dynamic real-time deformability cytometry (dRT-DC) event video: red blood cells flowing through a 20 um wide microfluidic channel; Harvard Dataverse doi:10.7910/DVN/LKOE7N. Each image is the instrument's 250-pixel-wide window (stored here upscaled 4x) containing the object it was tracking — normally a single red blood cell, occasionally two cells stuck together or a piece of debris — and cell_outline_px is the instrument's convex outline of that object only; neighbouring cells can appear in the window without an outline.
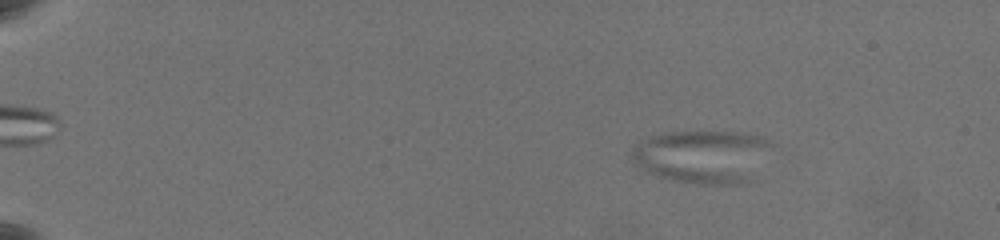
{"species": "common noctule bat (a hibernating species)", "species_latin": "Nyctalus noctula", "temperature_condition": "warm", "stored_images_in_passage": 64, "camera_frame_rate_fps": 3000, "um_per_image_px": 0.085, "animal": {"sex": "female", "body_mass_g": 19.5, "forearm_length_mm": 54.1}, "frame": {"image": 1, "passage_image": 11, "time_ms": 3.333, "image_size_px": [1000, 240], "cell_outline_px": [[772, 144], [748, 184], [696, 184], [676, 180], [660, 176], [648, 172], [632, 156], [632, 152], [640, 144], [652, 136], [676, 132], [736, 132], [756, 136]], "centroid_in_image_um": [59.76, 13.32], "position_along_channel_um": 25.2, "area_um2": 41.79}}
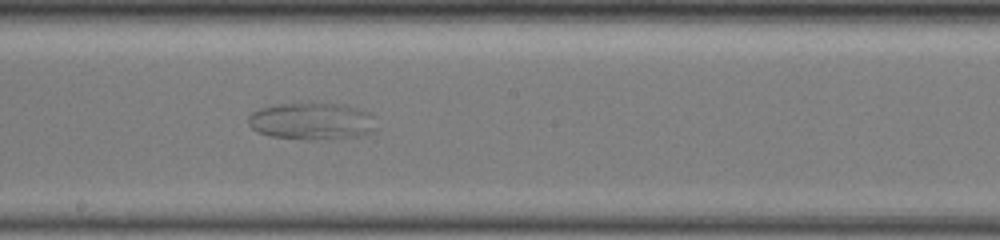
{"frame": {"image": 2, "passage_image": 40, "time_ms": 13.0, "image_size_px": [1000, 240], "cell_outline_px": [[376, 128], [368, 132], [356, 136], [328, 140], [304, 140], [272, 136], [256, 132], [248, 124], [248, 116], [252, 112], [260, 108], [280, 104], [340, 104], [364, 112], [368, 116]], "centroid_in_image_um": [26.38, 10.34], "position_along_channel_um": 221.8, "area_um2": 26.99}}
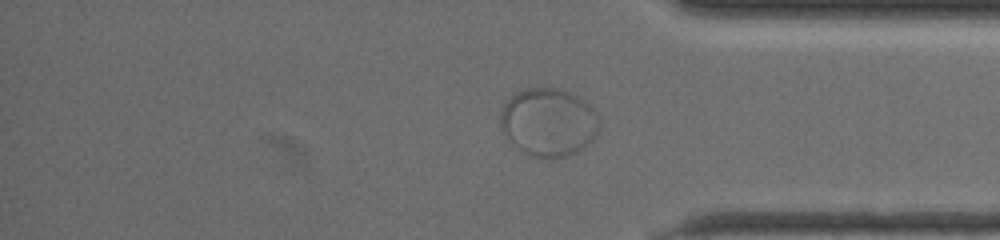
{"frame": {"image": 3, "passage_image": 55, "time_ms": 18.0, "image_size_px": [1000, 240], "cell_outline_px": [[600, 120], [596, 132], [592, 140], [576, 152], [568, 156], [552, 160], [540, 160], [528, 156], [508, 136], [500, 124], [500, 112], [504, 104], [516, 92], [524, 88], [556, 88], [568, 92], [584, 100], [596, 112]], "centroid_in_image_um": [46.63, 10.41], "position_along_channel_um": 388.6, "area_um2": 39.19}}